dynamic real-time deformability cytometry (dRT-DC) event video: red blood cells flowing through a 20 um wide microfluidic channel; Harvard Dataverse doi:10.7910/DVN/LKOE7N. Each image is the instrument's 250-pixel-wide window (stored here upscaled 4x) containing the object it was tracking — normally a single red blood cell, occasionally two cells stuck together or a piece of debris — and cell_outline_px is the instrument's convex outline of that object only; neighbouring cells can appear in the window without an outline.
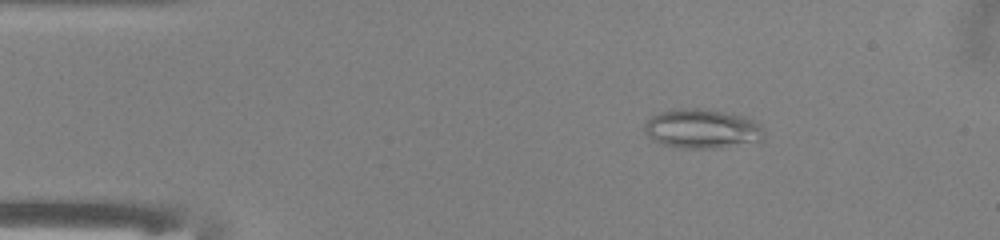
{"species": "common noctule bat (a hibernating species)", "species_latin": "Nyctalus noctula", "temperature_condition": "warm", "stored_images_in_passage": 50, "camera_frame_rate_fps": 3000, "um_per_image_px": 0.085, "animal": {"sex": "male", "body_mass_g": 13.0, "forearm_length_mm": 53.1}, "frame": {"image": 1, "passage_image": 8, "time_ms": 2.333, "image_size_px": [1000, 240], "cell_outline_px": [[764, 140], [760, 144], [720, 148], [680, 148], [660, 144], [652, 140], [644, 132], [644, 124], [652, 116], [660, 112], [676, 108], [700, 108], [748, 116], [760, 124], [764, 128]], "centroid_in_image_um": [59.77, 10.97], "position_along_channel_um": 25.2, "area_um2": 28.38}}
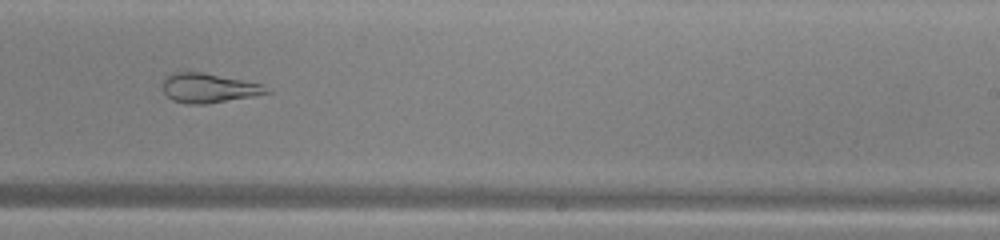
{"frame": {"image": 2, "passage_image": 31, "time_ms": 10.0, "image_size_px": [1000, 240], "cell_outline_px": [[272, 92], [252, 96], [208, 104], [188, 104], [172, 100], [164, 92], [160, 84], [164, 76], [172, 72], [200, 72], [264, 84], [272, 88]], "centroid_in_image_um": [17.72, 7.48], "position_along_channel_um": 271.3, "area_um2": 18.09}}
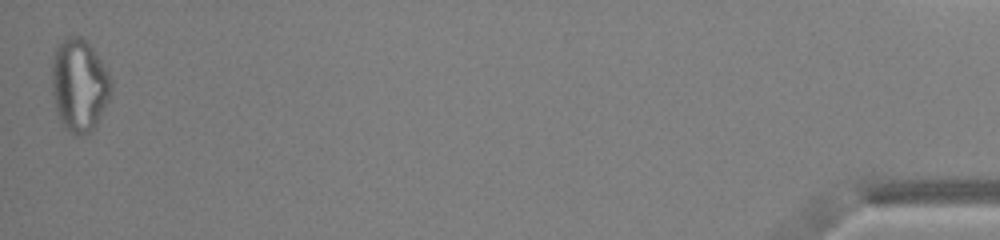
{"frame": {"image": 3, "passage_image": 50, "time_ms": 16.333, "image_size_px": [1000, 240], "cell_outline_px": [[112, 92], [96, 128], [88, 132], [76, 136], [72, 136], [64, 128], [56, 112], [52, 92], [52, 60], [56, 48], [60, 40], [64, 36], [80, 36], [92, 48], [108, 72], [112, 84]], "centroid_in_image_um": [6.73, 7.27], "position_along_channel_um": 428.5, "area_um2": 32.37}, "authors_computed_cell_mechanics": {"area_um2": 25.143, "velocity_mm_per_s": 4.0627, "shape_relaxation_time_tau1_ms": null, "shape_relaxation_time_tau2_ms": 2.4287, "deformation_change_tau1": null, "deformation_change_tau2": 0.1031}}